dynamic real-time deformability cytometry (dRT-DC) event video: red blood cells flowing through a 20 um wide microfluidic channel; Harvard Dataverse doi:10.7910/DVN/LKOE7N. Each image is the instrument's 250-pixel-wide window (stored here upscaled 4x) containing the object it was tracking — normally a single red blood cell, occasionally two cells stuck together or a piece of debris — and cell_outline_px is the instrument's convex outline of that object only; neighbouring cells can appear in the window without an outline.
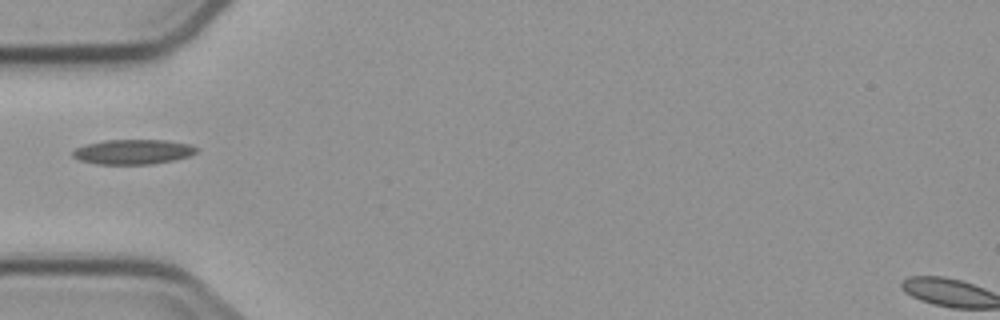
{"species": "common noctule bat (a hibernating species)", "species_latin": "Nyctalus noctula", "temperature_condition": "cold", "stored_images_in_passage": 1, "camera_frame_rate_fps": 3000, "um_per_image_px": 0.085, "animal": {"sex": "male", "body_mass_g": 23.1, "forearm_length_mm": 52.7}, "frame": {"image": 1, "passage_image": 1, "time_ms": 0.0, "image_size_px": [1000, 320], "cell_outline_px": [[200, 148], [196, 152], [188, 156], [172, 160], [152, 164], [96, 164], [80, 160], [72, 156], [72, 152], [76, 148], [84, 144], [104, 140], [168, 140], [188, 144]], "centroid_in_image_um": [11.29, 12.9], "position_along_channel_um": 73.7, "area_um2": 17.92}}